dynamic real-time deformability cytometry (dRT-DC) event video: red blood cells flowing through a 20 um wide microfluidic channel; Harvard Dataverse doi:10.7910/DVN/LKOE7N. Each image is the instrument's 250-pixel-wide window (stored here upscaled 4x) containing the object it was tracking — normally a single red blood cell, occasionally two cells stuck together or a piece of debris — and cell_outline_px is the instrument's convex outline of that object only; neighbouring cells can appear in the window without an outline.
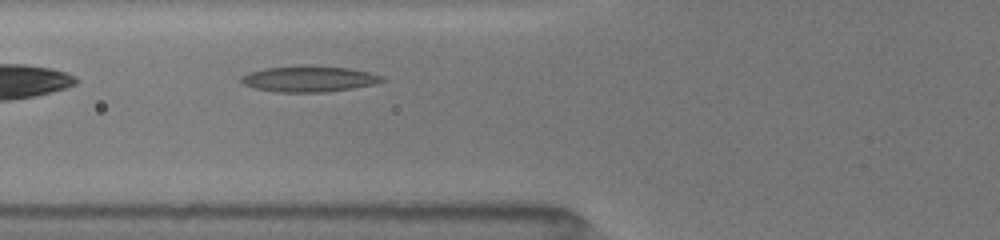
{"species": "common noctule bat (a hibernating species)", "species_latin": "Nyctalus noctula", "temperature_condition": "room temperature", "stored_images_in_passage": 3, "camera_frame_rate_fps": 3000, "um_per_image_px": 0.085, "animal": {"sex": "female", "body_mass_g": 19.5, "forearm_length_mm": 54.1}, "frame": {"image": 1, "passage_image": 3, "time_ms": 2.333, "image_size_px": [1000, 240], "cell_outline_px": [[384, 80], [372, 84], [352, 88], [324, 92], [276, 92], [256, 88], [244, 84], [240, 80], [240, 76], [264, 68], [300, 64], [304, 64], [348, 68], [368, 72], [380, 76]], "centroid_in_image_um": [26.2, 6.69], "position_along_channel_um": 99.6, "area_um2": 21.21}}